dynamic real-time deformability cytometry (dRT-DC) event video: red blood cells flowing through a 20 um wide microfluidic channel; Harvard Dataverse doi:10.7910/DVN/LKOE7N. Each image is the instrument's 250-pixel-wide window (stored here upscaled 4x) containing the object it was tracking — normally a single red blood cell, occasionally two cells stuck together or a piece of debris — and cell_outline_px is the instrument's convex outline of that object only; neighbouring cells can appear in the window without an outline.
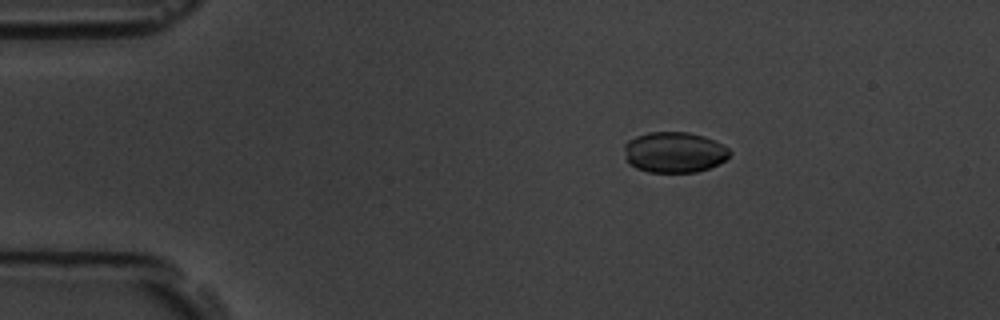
{"species": "common noctule bat (a hibernating species)", "species_latin": "Nyctalus noctula", "temperature_condition": "room temperature", "stored_images_in_passage": 4, "camera_frame_rate_fps": 3000, "um_per_image_px": 0.085, "animal": {"sex": "male", "body_mass_g": 19.5, "forearm_length_mm": 54.6}, "frame": {"image": 1, "passage_image": 2, "time_ms": 1.333, "image_size_px": [1000, 320], "cell_outline_px": [[732, 152], [724, 160], [708, 168], [696, 172], [648, 172], [636, 168], [628, 164], [624, 148], [624, 144], [628, 140], [636, 136], [648, 132], [688, 132], [704, 136], [728, 148]], "centroid_in_image_um": [57.27, 12.94], "position_along_channel_um": 27.7, "area_um2": 24.91}}